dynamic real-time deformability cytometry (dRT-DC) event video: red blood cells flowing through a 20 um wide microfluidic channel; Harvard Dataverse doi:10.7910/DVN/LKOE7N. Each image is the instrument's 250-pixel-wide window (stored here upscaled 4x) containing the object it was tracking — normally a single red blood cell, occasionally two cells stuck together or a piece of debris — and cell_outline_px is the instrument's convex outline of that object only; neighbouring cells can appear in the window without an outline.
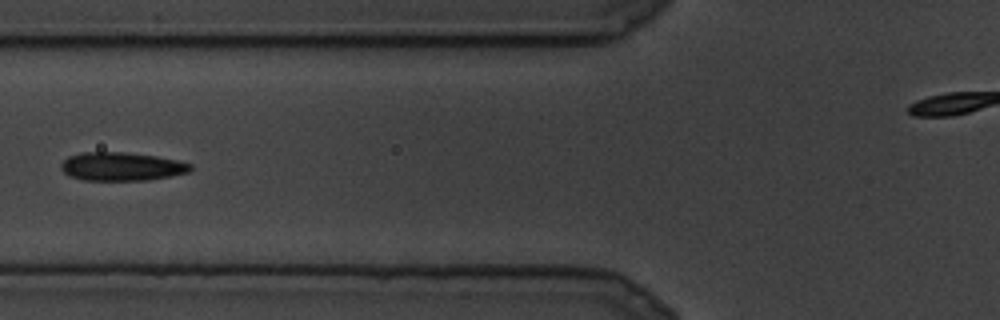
{"species": "common noctule bat (a hibernating species)", "species_latin": "Nyctalus noctula", "temperature_condition": "cold", "stored_images_in_passage": 11, "camera_frame_rate_fps": 3000, "um_per_image_px": 0.085, "animal": {"sex": "male", "body_mass_g": 19.5, "forearm_length_mm": 54.6}, "frame": {"image": 1, "passage_image": 10, "time_ms": 3.0, "image_size_px": [1000, 320], "cell_outline_px": [[192, 168], [188, 172], [148, 180], [84, 180], [72, 176], [64, 172], [60, 168], [60, 164], [68, 156], [80, 152], [124, 152], [156, 156], [176, 160], [192, 164]], "centroid_in_image_um": [10.31, 14.14], "position_along_channel_um": 115.5, "area_um2": 21.33}}